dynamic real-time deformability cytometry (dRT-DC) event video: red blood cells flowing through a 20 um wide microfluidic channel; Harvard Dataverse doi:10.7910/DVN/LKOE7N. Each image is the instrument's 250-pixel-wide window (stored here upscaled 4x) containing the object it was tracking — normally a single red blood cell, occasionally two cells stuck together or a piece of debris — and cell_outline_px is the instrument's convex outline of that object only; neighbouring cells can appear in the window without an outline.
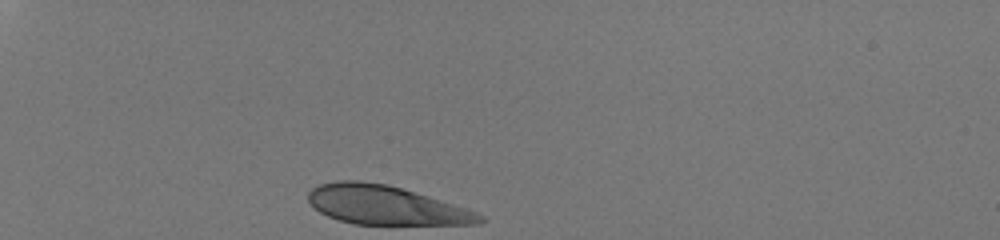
{"species": "human", "species_latin": "Homo sapiens", "temperature_condition": "room temperature", "stored_images_in_passage": 31, "camera_frame_rate_fps": 3000, "um_per_image_px": 0.085, "donor": {"sex": "male"}, "frame": {"image": 1, "passage_image": 1, "time_ms": 0.0, "image_size_px": [1000, 240], "cell_outline_px": [[484, 220], [476, 224], [356, 224], [340, 220], [328, 216], [320, 212], [308, 200], [308, 192], [312, 188], [320, 184], [340, 180], [360, 180], [388, 184], [452, 204], [476, 212], [484, 216]], "centroid_in_image_um": [32.73, 17.43], "position_along_channel_um": 52.3, "area_um2": 38.32}}
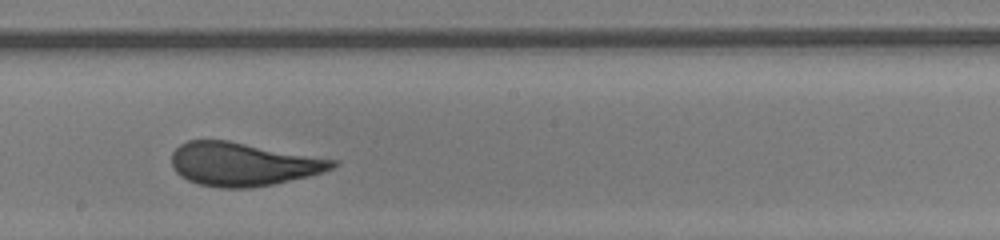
{"frame": {"image": 2, "passage_image": 18, "time_ms": 5.667, "image_size_px": [1000, 240], "cell_outline_px": [[336, 164], [332, 168], [308, 176], [272, 184], [248, 188], [220, 188], [200, 184], [188, 180], [176, 172], [172, 164], [172, 152], [180, 144], [188, 140], [228, 140], [336, 160]], "centroid_in_image_um": [20.6, 13.94], "position_along_channel_um": 227.6, "area_um2": 40.23}}
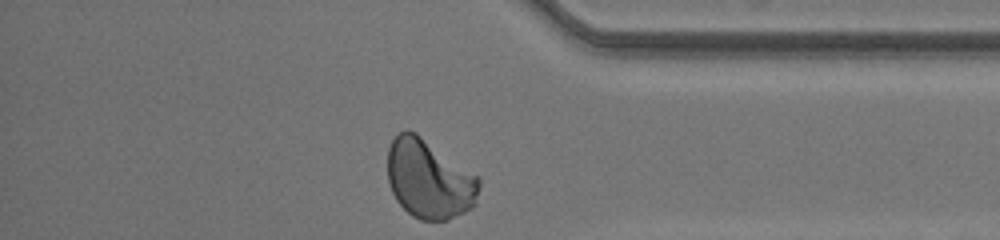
{"frame": {"image": 3, "passage_image": 31, "time_ms": 10.0, "image_size_px": [1000, 240], "cell_outline_px": [[480, 184], [476, 204], [464, 212], [448, 220], [420, 220], [412, 216], [396, 200], [392, 192], [388, 180], [388, 148], [392, 140], [400, 132], [408, 128], [416, 132], [476, 176], [480, 180]], "centroid_in_image_um": [36.45, 15.23], "position_along_channel_um": 398.7, "area_um2": 41.85}, "authors_computed_cell_mechanics": {"area_um2": 40.9802, "velocity_mm_per_s": 4.08, "shape_relaxation_time_tau1_ms": 4.773, "shape_relaxation_time_tau2_ms": null, "deformation_change_tau1": 0.1704, "deformation_change_tau2": null}}